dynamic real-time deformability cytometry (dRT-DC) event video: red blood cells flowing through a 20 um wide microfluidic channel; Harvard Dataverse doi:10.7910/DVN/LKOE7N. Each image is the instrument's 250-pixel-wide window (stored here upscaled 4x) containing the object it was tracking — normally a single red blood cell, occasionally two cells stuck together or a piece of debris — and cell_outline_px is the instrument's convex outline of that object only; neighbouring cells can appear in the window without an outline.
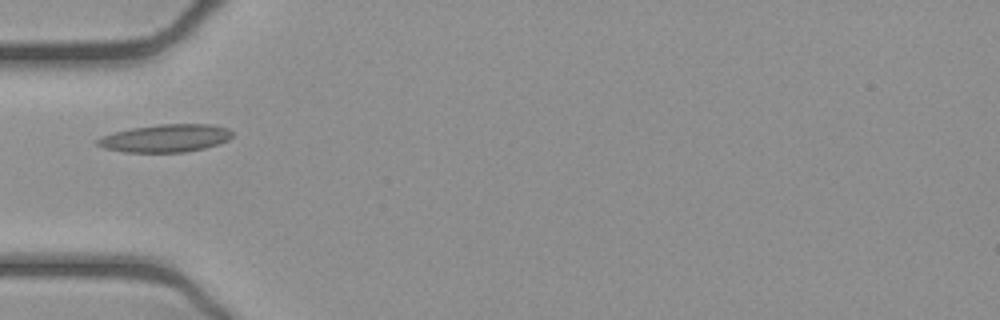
{"species": "common noctule bat (a hibernating species)", "species_latin": "Nyctalus noctula", "temperature_condition": "cold", "stored_images_in_passage": 36, "camera_frame_rate_fps": 3000, "um_per_image_px": 0.085, "animal": {"sex": "female", "body_mass_g": 21.9}, "frame": {"image": 1, "passage_image": 1, "time_ms": 0.0, "image_size_px": [1000, 320], "cell_outline_px": [[232, 136], [228, 140], [204, 148], [184, 152], [124, 152], [104, 148], [96, 144], [96, 140], [100, 136], [132, 128], [160, 124], [208, 124], [228, 128], [232, 132]], "centroid_in_image_um": [14.05, 11.75], "position_along_channel_um": 70.9, "area_um2": 21.68}}
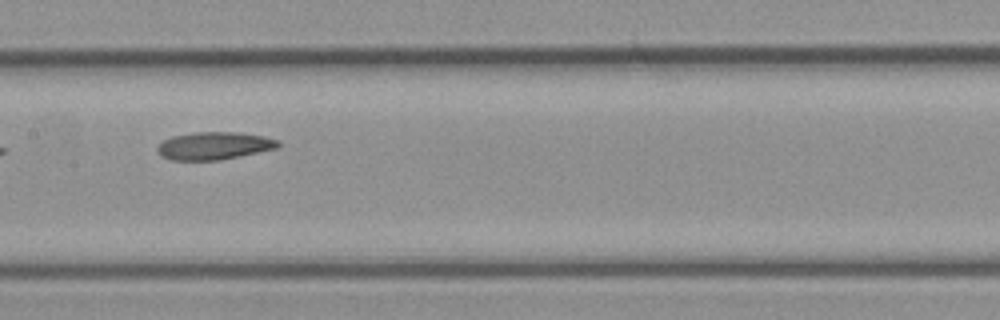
{"frame": {"image": 2, "passage_image": 10, "time_ms": 3.0, "image_size_px": [1000, 320], "cell_outline_px": [[280, 144], [276, 148], [220, 160], [172, 160], [160, 156], [156, 148], [164, 140], [172, 136], [196, 132], [240, 132], [264, 136], [280, 140]], "centroid_in_image_um": [18.2, 12.38], "position_along_channel_um": 189.2, "area_um2": 19.42}}
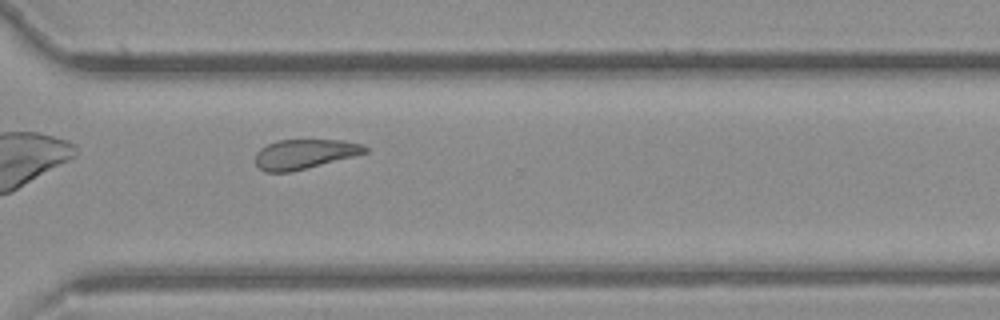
{"frame": {"image": 3, "passage_image": 22, "time_ms": 7.0, "image_size_px": [1000, 320], "cell_outline_px": [[368, 152], [292, 172], [264, 172], [256, 164], [256, 152], [260, 148], [276, 140], [344, 140], [364, 144], [368, 148]], "centroid_in_image_um": [25.89, 13.09], "position_along_channel_um": 344.7, "area_um2": 18.96}, "authors_computed_cell_mechanics": {"area_um2": 19.9121, "velocity_mm_per_s": 3.9012, "shape_relaxation_time_tau1_ms": null, "shape_relaxation_time_tau2_ms": 4.6135, "deformation_change_tau1": null, "deformation_change_tau2": 0.1259}}